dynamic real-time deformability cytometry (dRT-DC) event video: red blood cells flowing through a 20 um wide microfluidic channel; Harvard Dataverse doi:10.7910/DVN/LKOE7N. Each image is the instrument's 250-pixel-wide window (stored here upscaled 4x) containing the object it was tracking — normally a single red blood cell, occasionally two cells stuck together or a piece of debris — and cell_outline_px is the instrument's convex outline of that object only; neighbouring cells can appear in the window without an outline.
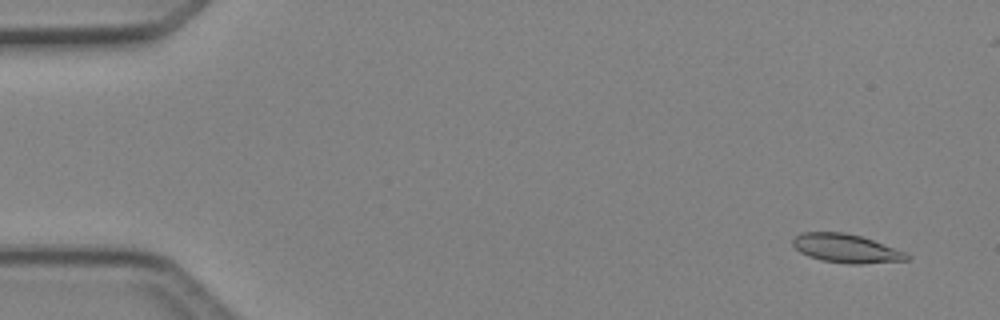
{"species": "Egyptian fruit bat (a non-hibernating species)", "species_latin": "Rousettus aegyptiacus", "temperature_condition": "cold", "stored_images_in_passage": 49, "camera_frame_rate_fps": 3000, "um_per_image_px": 0.085, "animal": {"sex": "female"}, "frame": {"image": 1, "passage_image": 3, "time_ms": 0.667, "image_size_px": [1000, 320], "cell_outline_px": [[912, 256], [908, 260], [860, 264], [848, 264], [820, 260], [808, 256], [800, 252], [792, 244], [792, 240], [800, 232], [844, 232], [860, 236], [872, 240], [904, 252]], "centroid_in_image_um": [71.89, 21.12], "position_along_channel_um": 13.1, "area_um2": 18.96}}
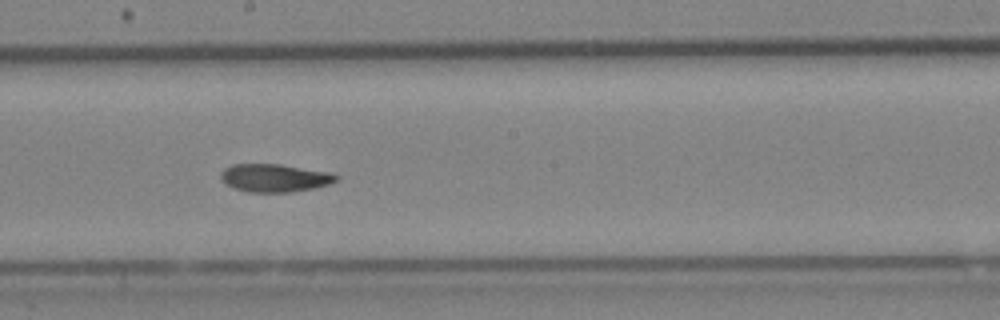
{"frame": {"image": 2, "passage_image": 27, "time_ms": 8.667, "image_size_px": [1000, 320], "cell_outline_px": [[340, 176], [332, 184], [292, 192], [248, 192], [232, 188], [220, 176], [220, 172], [224, 168], [232, 164], [280, 164], [328, 172]], "centroid_in_image_um": [23.34, 15.12], "position_along_channel_um": 224.9, "area_um2": 18.79}}
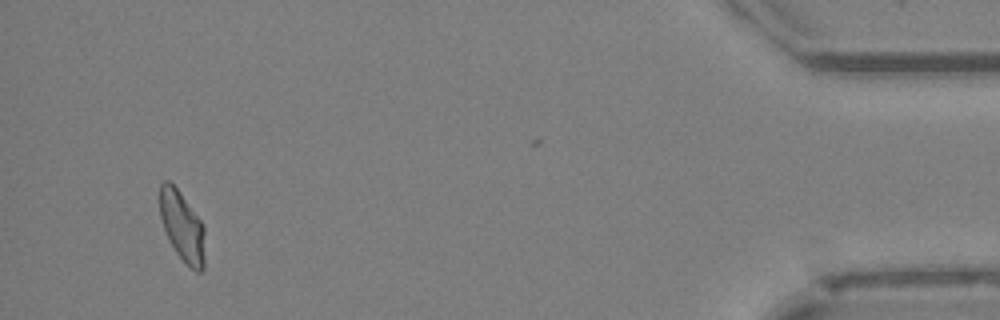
{"frame": {"image": 3, "passage_image": 46, "time_ms": 15.0, "image_size_px": [1000, 320], "cell_outline_px": [[204, 268], [200, 272], [196, 272], [176, 252], [164, 228], [160, 216], [160, 184], [164, 180], [168, 180], [176, 188], [204, 224]], "centroid_in_image_um": [15.5, 19.23], "position_along_channel_um": 419.7, "area_um2": 17.98}, "authors_computed_cell_mechanics": {"area_um2": 18.9584, "velocity_mm_per_s": 4.2299, "shape_relaxation_time_tau1_ms": 7.3114, "shape_relaxation_time_tau2_ms": 2.6121, "deformation_change_tau1": 0.16, "deformation_change_tau2": 0.0797}}